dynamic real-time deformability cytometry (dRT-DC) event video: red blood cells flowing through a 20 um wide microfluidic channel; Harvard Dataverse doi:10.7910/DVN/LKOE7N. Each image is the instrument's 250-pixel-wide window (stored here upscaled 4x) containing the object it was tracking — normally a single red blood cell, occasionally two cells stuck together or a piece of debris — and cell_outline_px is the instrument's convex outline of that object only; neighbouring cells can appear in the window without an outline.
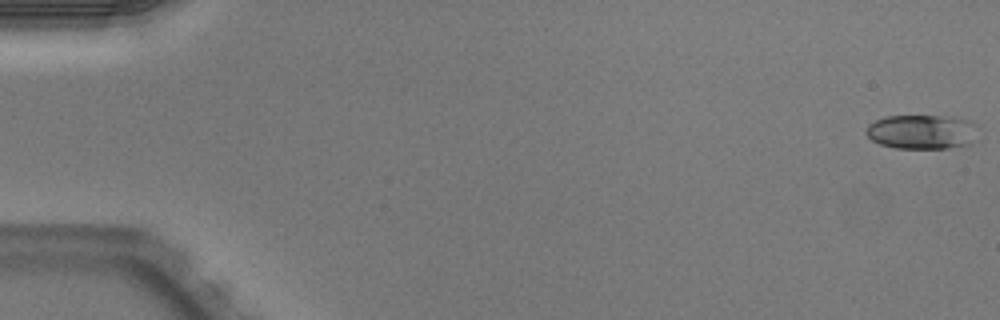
{"species": "Egyptian fruit bat (a non-hibernating species)", "species_latin": "Rousettus aegyptiacus", "temperature_condition": "warm", "stored_images_in_passage": 51, "camera_frame_rate_fps": 3000, "um_per_image_px": 0.085, "animal": {"sex": "male"}, "frame": {"image": 1, "passage_image": 1, "time_ms": 0.0, "image_size_px": [1000, 320], "cell_outline_px": [[980, 140], [972, 144], [948, 148], [896, 148], [880, 144], [872, 140], [868, 136], [868, 124], [884, 116], [940, 116], [972, 120], [980, 124]], "centroid_in_image_um": [78.53, 11.21], "position_along_channel_um": 6.5, "area_um2": 23.06}}
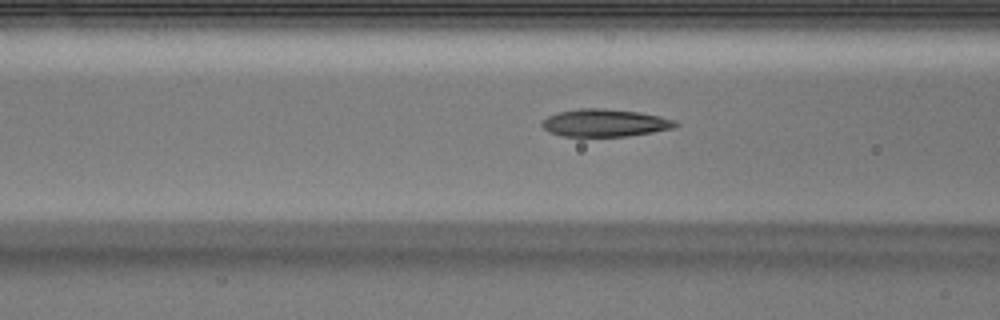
{"frame": {"image": 2, "passage_image": 21, "time_ms": 6.667, "image_size_px": [1000, 320], "cell_outline_px": [[680, 124], [672, 128], [652, 132], [628, 136], [560, 136], [548, 132], [540, 124], [548, 116], [556, 112], [580, 108], [604, 108], [640, 112], [660, 116], [676, 120]], "centroid_in_image_um": [51.4, 10.44], "position_along_channel_um": 115.2, "area_um2": 21.56}}
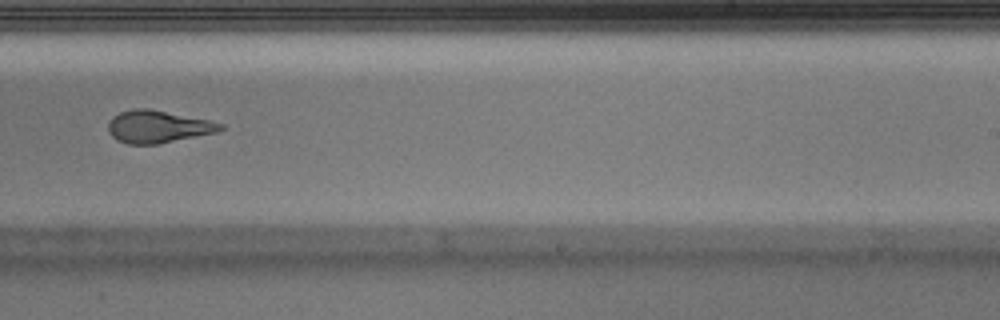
{"frame": {"image": 3, "passage_image": 33, "time_ms": 10.667, "image_size_px": [1000, 320], "cell_outline_px": [[224, 128], [216, 132], [160, 144], [128, 144], [116, 140], [108, 132], [108, 124], [112, 116], [120, 112], [136, 108], [148, 108], [208, 120], [224, 124]], "centroid_in_image_um": [13.39, 10.77], "position_along_channel_um": 275.6, "area_um2": 21.15}, "authors_computed_cell_mechanics": {"area_um2": 21.4438, "velocity_mm_per_s": 4.0085, "shape_relaxation_time_tau1_ms": 3.8075, "shape_relaxation_time_tau2_ms": 1.605, "deformation_change_tau1": 0.1857, "deformation_change_tau2": 0.115}}